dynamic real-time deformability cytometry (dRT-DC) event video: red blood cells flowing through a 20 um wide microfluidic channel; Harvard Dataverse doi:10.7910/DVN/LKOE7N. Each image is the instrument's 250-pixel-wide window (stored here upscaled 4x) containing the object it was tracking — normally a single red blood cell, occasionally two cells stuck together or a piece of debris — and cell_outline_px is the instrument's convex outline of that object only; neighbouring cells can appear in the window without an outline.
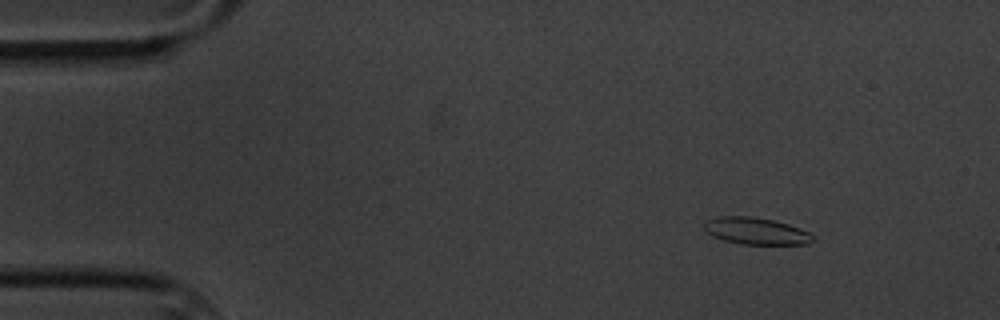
{"species": "common noctule bat (a hibernating species)", "species_latin": "Nyctalus noctula", "temperature_condition": "cold", "stored_images_in_passage": 4, "camera_frame_rate_fps": 3000, "um_per_image_px": 0.085, "animal": {"sex": "male", "body_mass_g": 20.1, "forearm_length_mm": 53.5}, "frame": {"image": 1, "passage_image": 1, "time_ms": 0.0, "image_size_px": [1000, 320], "cell_outline_px": [[816, 240], [808, 244], [740, 244], [724, 240], [712, 236], [704, 232], [704, 220], [716, 216], [752, 216], [772, 220], [788, 224], [800, 228], [808, 232]], "centroid_in_image_um": [64.21, 19.63], "position_along_channel_um": 20.8, "area_um2": 17.22}}